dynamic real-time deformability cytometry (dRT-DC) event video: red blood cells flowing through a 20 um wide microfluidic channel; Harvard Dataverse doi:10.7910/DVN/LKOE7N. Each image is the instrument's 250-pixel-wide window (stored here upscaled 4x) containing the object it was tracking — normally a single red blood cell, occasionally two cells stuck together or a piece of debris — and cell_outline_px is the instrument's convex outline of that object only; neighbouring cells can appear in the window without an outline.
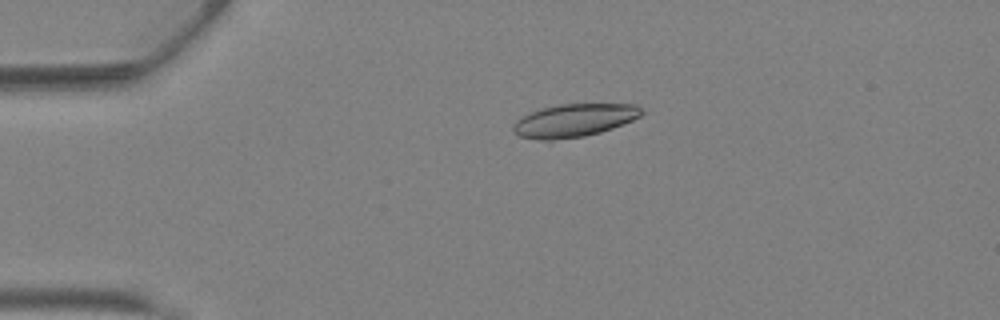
{"species": "Egyptian fruit bat (a non-hibernating species)", "species_latin": "Rousettus aegyptiacus", "temperature_condition": "warm", "stored_images_in_passage": 36, "camera_frame_rate_fps": 3000, "um_per_image_px": 0.085, "animal": {"sex": "female"}, "frame": {"image": 1, "passage_image": 3, "time_ms": 0.667, "image_size_px": [1000, 320], "cell_outline_px": [[644, 112], [640, 116], [632, 120], [612, 128], [600, 132], [584, 136], [552, 140], [540, 140], [520, 136], [512, 128], [516, 120], [532, 112], [544, 108], [560, 104], [636, 104]], "centroid_in_image_um": [48.82, 10.23], "position_along_channel_um": 36.2, "area_um2": 24.28}}
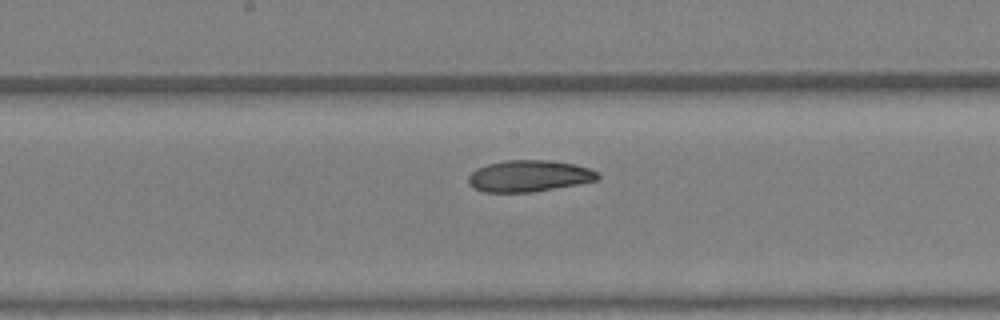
{"frame": {"image": 2, "passage_image": 16, "time_ms": 5.0, "image_size_px": [1000, 320], "cell_outline_px": [[600, 176], [596, 180], [576, 184], [532, 192], [484, 192], [472, 188], [468, 184], [468, 176], [476, 168], [488, 164], [508, 160], [548, 160], [576, 164], [600, 172]], "centroid_in_image_um": [44.94, 14.96], "position_along_channel_um": 203.3, "area_um2": 23.76}}
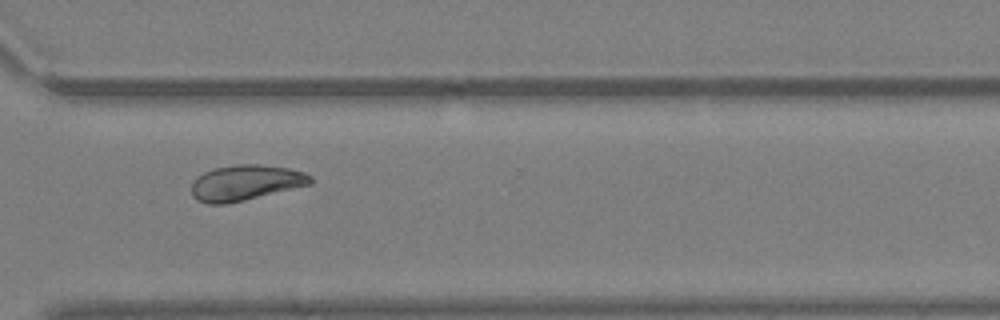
{"frame": {"image": 3, "passage_image": 25, "time_ms": 8.0, "image_size_px": [1000, 320], "cell_outline_px": [[312, 184], [244, 200], [224, 204], [208, 204], [196, 200], [192, 196], [192, 180], [196, 176], [212, 168], [236, 164], [260, 164], [288, 168], [304, 172], [312, 176]], "centroid_in_image_um": [20.84, 15.52], "position_along_channel_um": 349.8, "area_um2": 24.8}, "authors_computed_cell_mechanics": {"area_um2": 24.7095, "velocity_mm_per_s": 4.8866, "shape_relaxation_time_tau1_ms": 8.8748, "shape_relaxation_time_tau2_ms": 7.0461, "deformation_change_tau1": 0.2358, "deformation_change_tau2": 0.136}}